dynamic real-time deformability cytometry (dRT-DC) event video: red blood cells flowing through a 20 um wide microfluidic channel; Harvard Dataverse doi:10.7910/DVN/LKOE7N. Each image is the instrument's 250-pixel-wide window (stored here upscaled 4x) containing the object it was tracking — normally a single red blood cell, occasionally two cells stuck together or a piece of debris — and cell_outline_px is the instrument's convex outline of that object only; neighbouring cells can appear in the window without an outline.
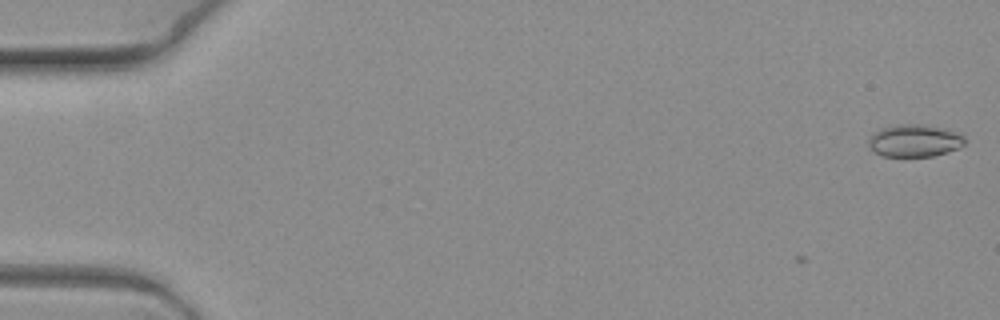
{"species": "common noctule bat (a hibernating species)", "species_latin": "Nyctalus noctula", "temperature_condition": "warm", "stored_images_in_passage": 2, "camera_frame_rate_fps": 3000, "um_per_image_px": 0.085, "animal": {"sex": "female", "body_mass_g": 19.3, "forearm_length_mm": 54.1}, "frame": {"image": 1, "passage_image": 2, "time_ms": 0.333, "image_size_px": [1000, 320], "cell_outline_px": [[964, 144], [960, 148], [948, 152], [932, 156], [884, 156], [872, 152], [868, 144], [868, 136], [872, 132], [880, 128], [900, 124], [920, 124], [948, 128], [964, 132]], "centroid_in_image_um": [77.75, 11.94], "position_along_channel_um": 7.2, "area_um2": 18.73}}